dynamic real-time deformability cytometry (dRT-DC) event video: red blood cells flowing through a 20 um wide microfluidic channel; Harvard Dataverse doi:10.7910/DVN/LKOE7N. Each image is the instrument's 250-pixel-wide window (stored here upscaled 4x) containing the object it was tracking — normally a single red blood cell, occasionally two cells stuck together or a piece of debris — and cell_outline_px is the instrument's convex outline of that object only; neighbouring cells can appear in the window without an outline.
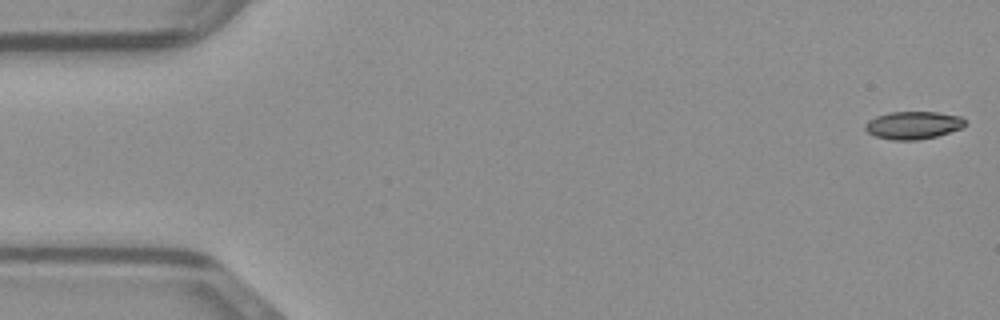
{"species": "common noctule bat (a hibernating species)", "species_latin": "Nyctalus noctula", "temperature_condition": "warm", "stored_images_in_passage": 13, "camera_frame_rate_fps": 3000, "um_per_image_px": 0.085, "animal": {"sex": "male", "body_mass_g": 23.1, "forearm_length_mm": 52.7}, "frame": {"image": 1, "passage_image": 1, "time_ms": 0.0, "image_size_px": [1000, 320], "cell_outline_px": [[968, 124], [964, 128], [936, 136], [916, 140], [892, 140], [876, 136], [868, 132], [864, 128], [864, 124], [868, 120], [876, 116], [888, 112], [936, 112], [960, 116]], "centroid_in_image_um": [77.63, 10.64], "position_along_channel_um": 7.4, "area_um2": 16.24}}